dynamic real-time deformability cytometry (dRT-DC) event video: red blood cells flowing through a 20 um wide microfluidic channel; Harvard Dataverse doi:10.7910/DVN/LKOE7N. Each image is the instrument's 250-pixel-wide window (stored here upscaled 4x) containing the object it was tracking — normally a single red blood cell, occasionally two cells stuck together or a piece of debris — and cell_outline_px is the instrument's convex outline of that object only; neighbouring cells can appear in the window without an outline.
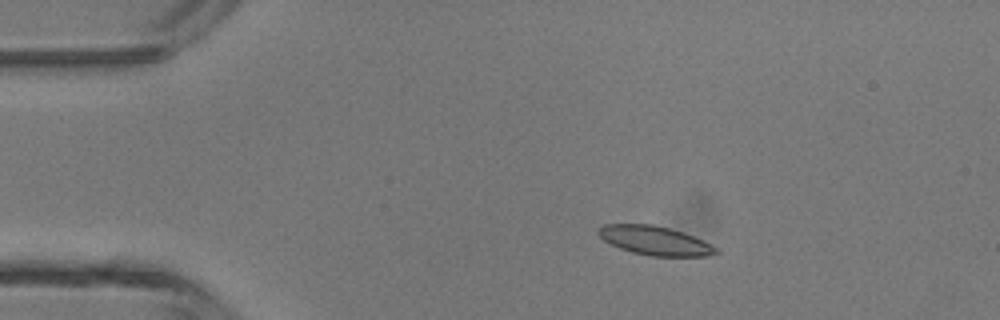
{"species": "common noctule bat (a hibernating species)", "species_latin": "Nyctalus noctula", "temperature_condition": "room temperature", "stored_images_in_passage": 27, "camera_frame_rate_fps": 3000, "um_per_image_px": 0.085, "animal": {"sex": "male", "body_mass_g": 13.3}, "frame": {"image": 1, "passage_image": 6, "time_ms": 1.667, "image_size_px": [1000, 320], "cell_outline_px": [[720, 252], [708, 256], [652, 256], [632, 252], [620, 248], [604, 240], [596, 232], [596, 228], [604, 224], [652, 224], [668, 228], [692, 236], [716, 248]], "centroid_in_image_um": [55.6, 20.45], "position_along_channel_um": 29.4, "area_um2": 19.54}}
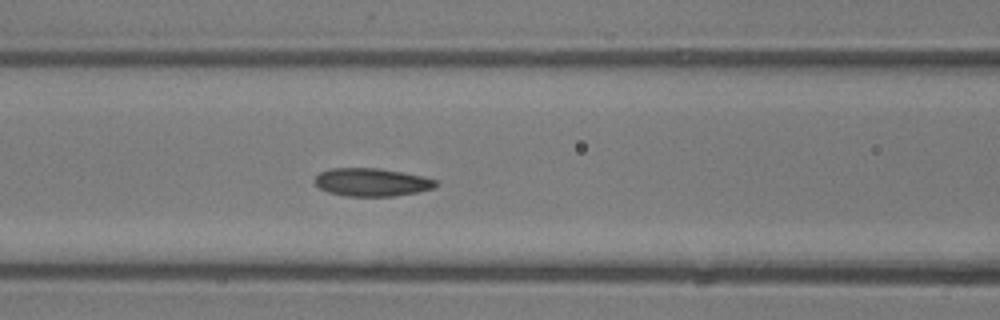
{"frame": {"image": 2, "passage_image": 17, "time_ms": 5.333, "image_size_px": [1000, 320], "cell_outline_px": [[436, 184], [432, 188], [416, 192], [392, 196], [348, 196], [328, 192], [320, 188], [312, 180], [320, 172], [332, 168], [380, 168], [420, 176], [436, 180]], "centroid_in_image_um": [31.53, 15.48], "position_along_channel_um": 135.1, "area_um2": 19.48}}
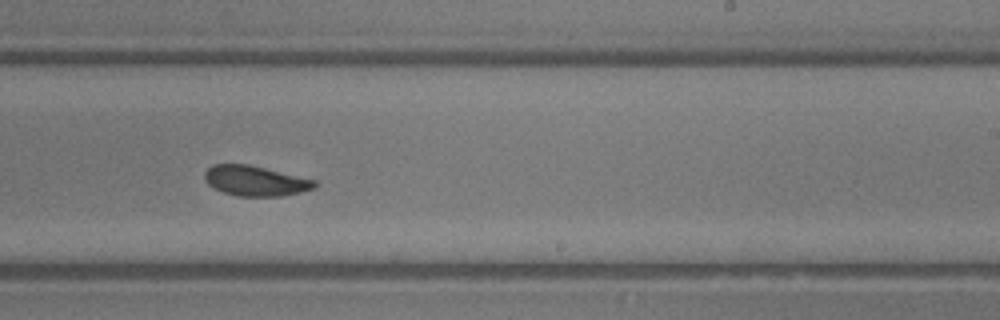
{"frame": {"image": 3, "passage_image": 26, "time_ms": 8.333, "image_size_px": [1000, 320], "cell_outline_px": [[316, 188], [300, 192], [280, 196], [236, 196], [212, 188], [204, 180], [204, 172], [212, 164], [248, 164], [316, 180]], "centroid_in_image_um": [21.67, 15.37], "position_along_channel_um": 267.3, "area_um2": 19.36}}